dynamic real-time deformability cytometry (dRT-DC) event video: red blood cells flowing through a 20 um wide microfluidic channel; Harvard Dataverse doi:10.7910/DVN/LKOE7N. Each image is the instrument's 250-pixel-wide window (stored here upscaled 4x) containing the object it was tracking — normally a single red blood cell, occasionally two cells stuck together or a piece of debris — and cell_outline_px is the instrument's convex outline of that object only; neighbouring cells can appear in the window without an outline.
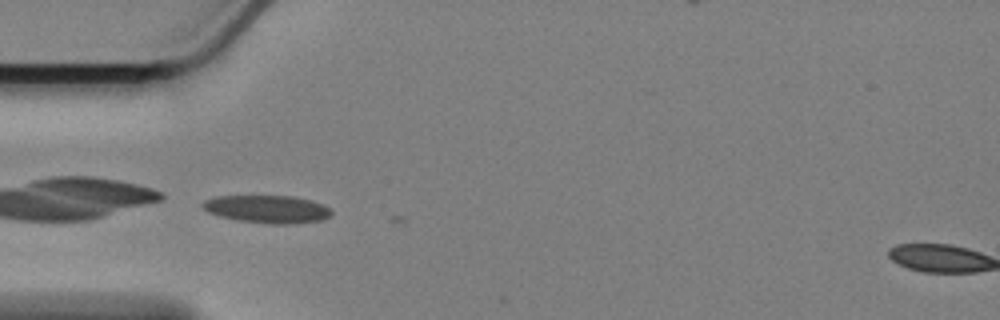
{"species": "Egyptian fruit bat (a non-hibernating species)", "species_latin": "Rousettus aegyptiacus", "temperature_condition": "cold", "stored_images_in_passage": 4, "camera_frame_rate_fps": 3000, "um_per_image_px": 0.085, "animal": {"sex": "female"}, "frame": {"image": 1, "passage_image": 2, "time_ms": 0.333, "image_size_px": [1000, 320], "cell_outline_px": [[332, 212], [328, 216], [320, 220], [284, 224], [272, 224], [236, 220], [220, 216], [208, 212], [200, 204], [204, 200], [216, 196], [292, 196], [324, 204]], "centroid_in_image_um": [22.66, 17.77], "position_along_channel_um": 62.3, "area_um2": 20.58}}